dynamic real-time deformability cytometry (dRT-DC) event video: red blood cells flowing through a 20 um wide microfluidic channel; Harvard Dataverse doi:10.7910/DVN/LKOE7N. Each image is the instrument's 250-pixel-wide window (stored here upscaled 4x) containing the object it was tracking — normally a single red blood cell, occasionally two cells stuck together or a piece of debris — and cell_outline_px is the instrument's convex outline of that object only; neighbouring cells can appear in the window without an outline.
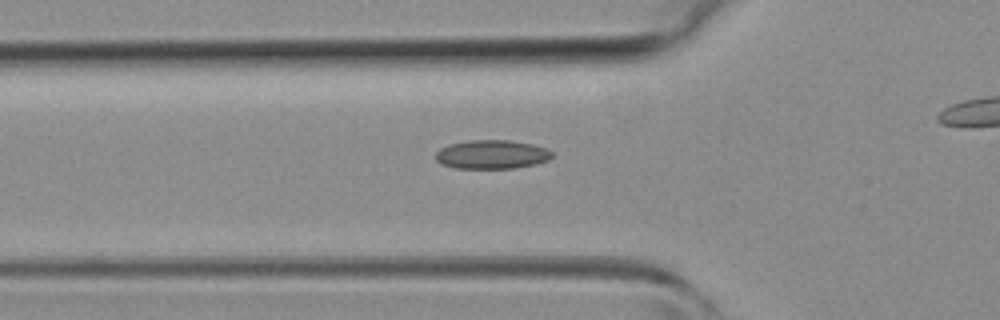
{"species": "common noctule bat (a hibernating species)", "species_latin": "Nyctalus noctula", "temperature_condition": "room temperature", "stored_images_in_passage": 31, "camera_frame_rate_fps": 3000, "um_per_image_px": 0.085, "animal": {"sex": "female", "body_mass_g": 19.3, "forearm_length_mm": 54.1}, "frame": {"image": 1, "passage_image": 11, "time_ms": 3.333, "image_size_px": [1000, 320], "cell_outline_px": [[552, 156], [548, 160], [536, 164], [516, 168], [456, 168], [440, 164], [436, 160], [436, 152], [440, 148], [448, 144], [468, 140], [508, 140], [532, 144], [544, 148], [552, 152]], "centroid_in_image_um": [41.77, 13.13], "position_along_channel_um": 84.0, "area_um2": 19.59}}
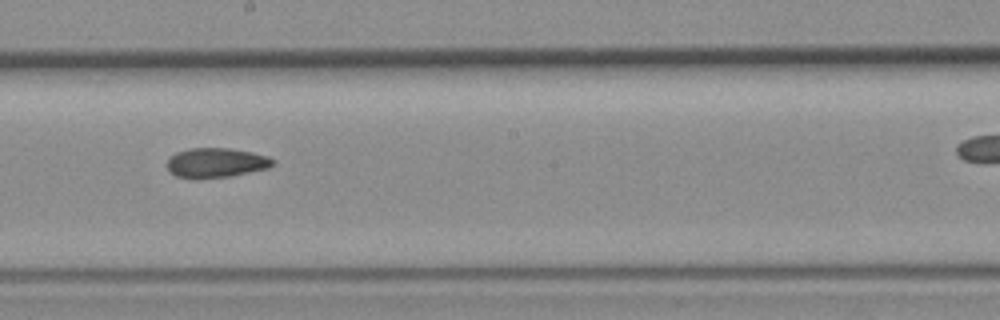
{"frame": {"image": 2, "passage_image": 20, "time_ms": 6.333, "image_size_px": [1000, 320], "cell_outline_px": [[276, 164], [268, 168], [232, 176], [196, 180], [192, 180], [176, 176], [168, 168], [168, 160], [176, 152], [192, 148], [228, 148], [252, 152], [268, 156], [276, 160]], "centroid_in_image_um": [18.4, 13.85], "position_along_channel_um": 229.8, "area_um2": 18.55}}
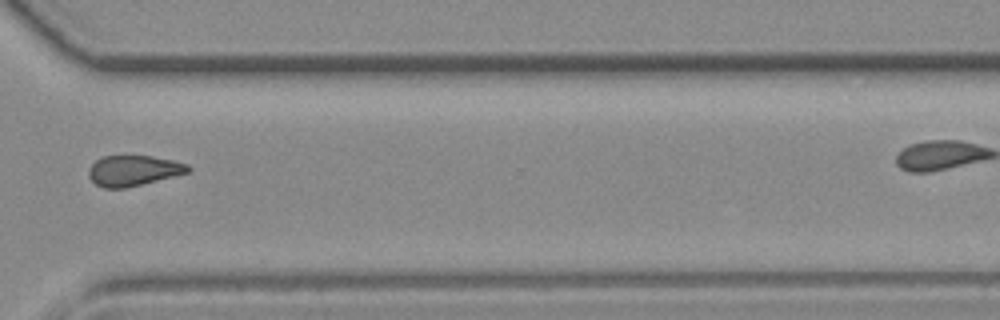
{"frame": {"image": 3, "passage_image": 28, "time_ms": 9.0, "image_size_px": [1000, 320], "cell_outline_px": [[192, 168], [188, 172], [124, 188], [104, 188], [96, 184], [88, 176], [88, 168], [96, 160], [104, 156], [152, 156], [172, 160], [188, 164]], "centroid_in_image_um": [11.31, 14.49], "position_along_channel_um": 359.3, "area_um2": 17.4}}